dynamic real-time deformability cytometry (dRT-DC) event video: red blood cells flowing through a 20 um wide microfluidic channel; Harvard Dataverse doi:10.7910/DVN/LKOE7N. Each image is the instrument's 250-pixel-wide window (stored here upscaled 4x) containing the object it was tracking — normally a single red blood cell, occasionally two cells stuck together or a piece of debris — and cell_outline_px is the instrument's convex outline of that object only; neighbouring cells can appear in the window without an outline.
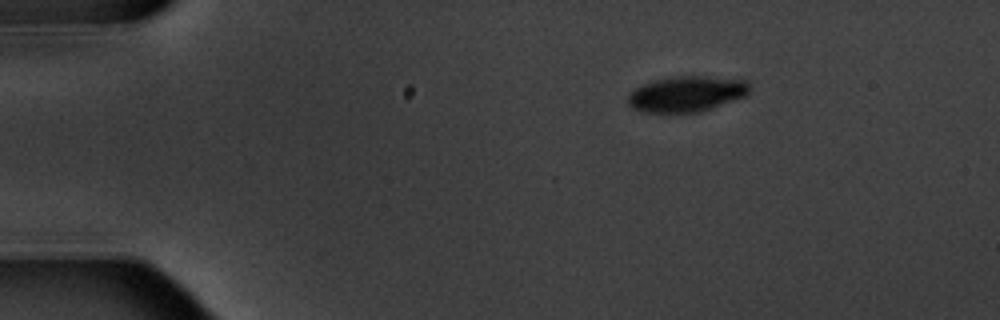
{"species": "common noctule bat (a hibernating species)", "species_latin": "Nyctalus noctula", "temperature_condition": "warm", "stored_images_in_passage": 3, "camera_frame_rate_fps": 3000, "um_per_image_px": 0.085, "animal": {"sex": "male", "body_mass_g": 20.1, "forearm_length_mm": 53.5}, "frame": {"image": 1, "passage_image": 1, "time_ms": 0.0, "image_size_px": [1000, 320], "cell_outline_px": [[752, 88], [744, 96], [696, 112], [648, 112], [636, 108], [628, 104], [628, 92], [644, 84], [656, 80], [672, 76], [704, 76], [748, 80]], "centroid_in_image_um": [58.37, 7.95], "position_along_channel_um": 26.6, "area_um2": 24.8}}